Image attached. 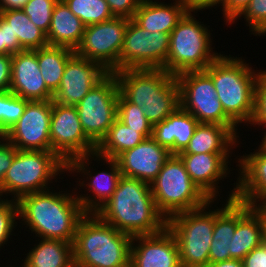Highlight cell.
<instances>
[{"label":"cell","instance_id":"5bb4252c","mask_svg":"<svg viewBox=\"0 0 266 267\" xmlns=\"http://www.w3.org/2000/svg\"><path fill=\"white\" fill-rule=\"evenodd\" d=\"M51 151L66 164L79 156L94 154L96 145L85 135L76 106L61 105L52 100L50 120Z\"/></svg>","mask_w":266,"mask_h":267},{"label":"cell","instance_id":"f546056e","mask_svg":"<svg viewBox=\"0 0 266 267\" xmlns=\"http://www.w3.org/2000/svg\"><path fill=\"white\" fill-rule=\"evenodd\" d=\"M75 50L63 46H50L37 49V61L47 88L54 94L61 82L64 69Z\"/></svg>","mask_w":266,"mask_h":267},{"label":"cell","instance_id":"f5cc1de1","mask_svg":"<svg viewBox=\"0 0 266 267\" xmlns=\"http://www.w3.org/2000/svg\"><path fill=\"white\" fill-rule=\"evenodd\" d=\"M2 197H4V196L2 195V192H1V189H0V204L5 200V199L2 198Z\"/></svg>","mask_w":266,"mask_h":267},{"label":"cell","instance_id":"52a82bcc","mask_svg":"<svg viewBox=\"0 0 266 267\" xmlns=\"http://www.w3.org/2000/svg\"><path fill=\"white\" fill-rule=\"evenodd\" d=\"M150 187L156 207L166 219L211 201L190 178L178 155H171L163 164Z\"/></svg>","mask_w":266,"mask_h":267},{"label":"cell","instance_id":"8992f818","mask_svg":"<svg viewBox=\"0 0 266 267\" xmlns=\"http://www.w3.org/2000/svg\"><path fill=\"white\" fill-rule=\"evenodd\" d=\"M65 172L67 164L53 151L17 150L0 189L5 199L12 194L11 199L18 201L24 195L51 189L53 179Z\"/></svg>","mask_w":266,"mask_h":267},{"label":"cell","instance_id":"9c48e42d","mask_svg":"<svg viewBox=\"0 0 266 267\" xmlns=\"http://www.w3.org/2000/svg\"><path fill=\"white\" fill-rule=\"evenodd\" d=\"M180 107L199 123H217L229 127L238 137V125L224 112L212 78L204 71H186L176 75Z\"/></svg>","mask_w":266,"mask_h":267},{"label":"cell","instance_id":"d590c367","mask_svg":"<svg viewBox=\"0 0 266 267\" xmlns=\"http://www.w3.org/2000/svg\"><path fill=\"white\" fill-rule=\"evenodd\" d=\"M117 119L129 128L137 130L145 138L152 136L153 126L137 105L126 100L120 93L118 97Z\"/></svg>","mask_w":266,"mask_h":267},{"label":"cell","instance_id":"e0dca14e","mask_svg":"<svg viewBox=\"0 0 266 267\" xmlns=\"http://www.w3.org/2000/svg\"><path fill=\"white\" fill-rule=\"evenodd\" d=\"M130 267H182L179 247L170 230L166 227L154 235L132 237Z\"/></svg>","mask_w":266,"mask_h":267},{"label":"cell","instance_id":"e575fe53","mask_svg":"<svg viewBox=\"0 0 266 267\" xmlns=\"http://www.w3.org/2000/svg\"><path fill=\"white\" fill-rule=\"evenodd\" d=\"M28 101L11 91H0V136L16 124L23 115Z\"/></svg>","mask_w":266,"mask_h":267},{"label":"cell","instance_id":"2e32d148","mask_svg":"<svg viewBox=\"0 0 266 267\" xmlns=\"http://www.w3.org/2000/svg\"><path fill=\"white\" fill-rule=\"evenodd\" d=\"M108 73L98 62L74 53L66 64L52 100L61 105L75 106Z\"/></svg>","mask_w":266,"mask_h":267},{"label":"cell","instance_id":"f6af8a7d","mask_svg":"<svg viewBox=\"0 0 266 267\" xmlns=\"http://www.w3.org/2000/svg\"><path fill=\"white\" fill-rule=\"evenodd\" d=\"M244 267H266V243H262L243 259Z\"/></svg>","mask_w":266,"mask_h":267},{"label":"cell","instance_id":"7dc6e473","mask_svg":"<svg viewBox=\"0 0 266 267\" xmlns=\"http://www.w3.org/2000/svg\"><path fill=\"white\" fill-rule=\"evenodd\" d=\"M224 0H185L187 8L189 11H203L211 9V7L217 8V6H222Z\"/></svg>","mask_w":266,"mask_h":267},{"label":"cell","instance_id":"4dcf8cb0","mask_svg":"<svg viewBox=\"0 0 266 267\" xmlns=\"http://www.w3.org/2000/svg\"><path fill=\"white\" fill-rule=\"evenodd\" d=\"M145 137L116 119L105 137L96 146L95 153L101 157L116 159L123 152L134 148Z\"/></svg>","mask_w":266,"mask_h":267},{"label":"cell","instance_id":"bcb514c9","mask_svg":"<svg viewBox=\"0 0 266 267\" xmlns=\"http://www.w3.org/2000/svg\"><path fill=\"white\" fill-rule=\"evenodd\" d=\"M12 55L0 54V91H9L11 85Z\"/></svg>","mask_w":266,"mask_h":267},{"label":"cell","instance_id":"f907efd6","mask_svg":"<svg viewBox=\"0 0 266 267\" xmlns=\"http://www.w3.org/2000/svg\"><path fill=\"white\" fill-rule=\"evenodd\" d=\"M253 208L261 215L263 224L264 243H266V203L254 205Z\"/></svg>","mask_w":266,"mask_h":267},{"label":"cell","instance_id":"8fae6325","mask_svg":"<svg viewBox=\"0 0 266 267\" xmlns=\"http://www.w3.org/2000/svg\"><path fill=\"white\" fill-rule=\"evenodd\" d=\"M128 21L125 17H114L85 26L82 41L75 53L98 62L109 73L119 71L120 53Z\"/></svg>","mask_w":266,"mask_h":267},{"label":"cell","instance_id":"6da1fadb","mask_svg":"<svg viewBox=\"0 0 266 267\" xmlns=\"http://www.w3.org/2000/svg\"><path fill=\"white\" fill-rule=\"evenodd\" d=\"M96 214L131 237L154 235L167 227V219L156 207L150 184L124 176Z\"/></svg>","mask_w":266,"mask_h":267},{"label":"cell","instance_id":"60d3db41","mask_svg":"<svg viewBox=\"0 0 266 267\" xmlns=\"http://www.w3.org/2000/svg\"><path fill=\"white\" fill-rule=\"evenodd\" d=\"M22 51L17 35H14L7 23L0 16V54L12 55Z\"/></svg>","mask_w":266,"mask_h":267},{"label":"cell","instance_id":"4316f807","mask_svg":"<svg viewBox=\"0 0 266 267\" xmlns=\"http://www.w3.org/2000/svg\"><path fill=\"white\" fill-rule=\"evenodd\" d=\"M238 138L227 126L217 123H199L188 146L179 154H232L233 149L239 146Z\"/></svg>","mask_w":266,"mask_h":267},{"label":"cell","instance_id":"3957f363","mask_svg":"<svg viewBox=\"0 0 266 267\" xmlns=\"http://www.w3.org/2000/svg\"><path fill=\"white\" fill-rule=\"evenodd\" d=\"M132 237L86 213L76 229L73 242L75 267H130Z\"/></svg>","mask_w":266,"mask_h":267},{"label":"cell","instance_id":"d6a6232c","mask_svg":"<svg viewBox=\"0 0 266 267\" xmlns=\"http://www.w3.org/2000/svg\"><path fill=\"white\" fill-rule=\"evenodd\" d=\"M180 107L179 86L174 76L159 92L142 107L145 117L155 125L162 122Z\"/></svg>","mask_w":266,"mask_h":267},{"label":"cell","instance_id":"7c38bea8","mask_svg":"<svg viewBox=\"0 0 266 267\" xmlns=\"http://www.w3.org/2000/svg\"><path fill=\"white\" fill-rule=\"evenodd\" d=\"M170 34L150 33L129 19L120 53V70L163 69L169 53Z\"/></svg>","mask_w":266,"mask_h":267},{"label":"cell","instance_id":"9a60e30c","mask_svg":"<svg viewBox=\"0 0 266 267\" xmlns=\"http://www.w3.org/2000/svg\"><path fill=\"white\" fill-rule=\"evenodd\" d=\"M52 100L28 101L23 115L3 137L17 150L51 151Z\"/></svg>","mask_w":266,"mask_h":267},{"label":"cell","instance_id":"681fc988","mask_svg":"<svg viewBox=\"0 0 266 267\" xmlns=\"http://www.w3.org/2000/svg\"><path fill=\"white\" fill-rule=\"evenodd\" d=\"M206 267H244L242 260L230 259L217 263H209Z\"/></svg>","mask_w":266,"mask_h":267},{"label":"cell","instance_id":"d6986e66","mask_svg":"<svg viewBox=\"0 0 266 267\" xmlns=\"http://www.w3.org/2000/svg\"><path fill=\"white\" fill-rule=\"evenodd\" d=\"M9 91L29 101L53 99V93L47 88L39 69L37 49L12 54Z\"/></svg>","mask_w":266,"mask_h":267},{"label":"cell","instance_id":"30bf717a","mask_svg":"<svg viewBox=\"0 0 266 267\" xmlns=\"http://www.w3.org/2000/svg\"><path fill=\"white\" fill-rule=\"evenodd\" d=\"M119 89L113 73H108L76 104L85 135L97 146L117 119Z\"/></svg>","mask_w":266,"mask_h":267},{"label":"cell","instance_id":"7402d4cb","mask_svg":"<svg viewBox=\"0 0 266 267\" xmlns=\"http://www.w3.org/2000/svg\"><path fill=\"white\" fill-rule=\"evenodd\" d=\"M112 73L118 82L119 93L141 109L174 77L164 69H125Z\"/></svg>","mask_w":266,"mask_h":267},{"label":"cell","instance_id":"1f68e13d","mask_svg":"<svg viewBox=\"0 0 266 267\" xmlns=\"http://www.w3.org/2000/svg\"><path fill=\"white\" fill-rule=\"evenodd\" d=\"M0 16L17 35L22 50H36L48 45L46 33L31 22L22 9L1 11Z\"/></svg>","mask_w":266,"mask_h":267},{"label":"cell","instance_id":"ba28073f","mask_svg":"<svg viewBox=\"0 0 266 267\" xmlns=\"http://www.w3.org/2000/svg\"><path fill=\"white\" fill-rule=\"evenodd\" d=\"M213 203L215 200L201 208L181 212L167 219V228L174 235L179 247L182 267H206L209 264V250L216 219V208H210Z\"/></svg>","mask_w":266,"mask_h":267},{"label":"cell","instance_id":"836d02e7","mask_svg":"<svg viewBox=\"0 0 266 267\" xmlns=\"http://www.w3.org/2000/svg\"><path fill=\"white\" fill-rule=\"evenodd\" d=\"M68 8L87 26L114 18L106 0H63Z\"/></svg>","mask_w":266,"mask_h":267},{"label":"cell","instance_id":"ab89813d","mask_svg":"<svg viewBox=\"0 0 266 267\" xmlns=\"http://www.w3.org/2000/svg\"><path fill=\"white\" fill-rule=\"evenodd\" d=\"M250 124L266 129V69L260 70L256 79L255 112Z\"/></svg>","mask_w":266,"mask_h":267},{"label":"cell","instance_id":"484cf974","mask_svg":"<svg viewBox=\"0 0 266 267\" xmlns=\"http://www.w3.org/2000/svg\"><path fill=\"white\" fill-rule=\"evenodd\" d=\"M231 259L242 260L264 242L261 215L252 205L237 200V226L231 239Z\"/></svg>","mask_w":266,"mask_h":267},{"label":"cell","instance_id":"ffe728a7","mask_svg":"<svg viewBox=\"0 0 266 267\" xmlns=\"http://www.w3.org/2000/svg\"><path fill=\"white\" fill-rule=\"evenodd\" d=\"M187 173L198 188L210 199L217 201L222 178L229 177V158L232 154H178Z\"/></svg>","mask_w":266,"mask_h":267},{"label":"cell","instance_id":"603a6c76","mask_svg":"<svg viewBox=\"0 0 266 267\" xmlns=\"http://www.w3.org/2000/svg\"><path fill=\"white\" fill-rule=\"evenodd\" d=\"M198 124L191 113L179 107L162 122L153 125L151 137L172 155H178L188 146Z\"/></svg>","mask_w":266,"mask_h":267},{"label":"cell","instance_id":"ee69618b","mask_svg":"<svg viewBox=\"0 0 266 267\" xmlns=\"http://www.w3.org/2000/svg\"><path fill=\"white\" fill-rule=\"evenodd\" d=\"M17 149L3 136H0V185L7 170L11 167Z\"/></svg>","mask_w":266,"mask_h":267},{"label":"cell","instance_id":"74e56055","mask_svg":"<svg viewBox=\"0 0 266 267\" xmlns=\"http://www.w3.org/2000/svg\"><path fill=\"white\" fill-rule=\"evenodd\" d=\"M58 0H28L23 11L31 22L38 28L48 33L54 5Z\"/></svg>","mask_w":266,"mask_h":267},{"label":"cell","instance_id":"ac0fdd59","mask_svg":"<svg viewBox=\"0 0 266 267\" xmlns=\"http://www.w3.org/2000/svg\"><path fill=\"white\" fill-rule=\"evenodd\" d=\"M171 155L167 148L160 146L152 137H149L134 148L120 154L115 160L122 176L151 184Z\"/></svg>","mask_w":266,"mask_h":267},{"label":"cell","instance_id":"4fadbf2b","mask_svg":"<svg viewBox=\"0 0 266 267\" xmlns=\"http://www.w3.org/2000/svg\"><path fill=\"white\" fill-rule=\"evenodd\" d=\"M92 159L97 162L99 161V163L104 161L107 165H109L107 166L109 170L107 168V171H99V173L96 172V174L93 172V174V166L91 167L92 169L89 167L90 163L92 164ZM68 173H73V175H76L77 173L76 176H78V174L80 175V173L81 175L83 174L82 176L84 178H81L83 179L82 181L78 177L79 184L77 185L81 188L85 186L86 189L88 188L87 190L91 191L90 195H86V193L83 195L77 193L75 194L85 213H96L112 197L118 185L119 179L122 177L119 165L115 159L104 158L96 153L79 156L70 160L67 163L66 174ZM91 193H93V195H91Z\"/></svg>","mask_w":266,"mask_h":267},{"label":"cell","instance_id":"816d5d0a","mask_svg":"<svg viewBox=\"0 0 266 267\" xmlns=\"http://www.w3.org/2000/svg\"><path fill=\"white\" fill-rule=\"evenodd\" d=\"M262 136H264V137L262 138L260 143L266 147V132H265V130H264V135H262Z\"/></svg>","mask_w":266,"mask_h":267},{"label":"cell","instance_id":"c3c4849f","mask_svg":"<svg viewBox=\"0 0 266 267\" xmlns=\"http://www.w3.org/2000/svg\"><path fill=\"white\" fill-rule=\"evenodd\" d=\"M28 0H0V12L23 9Z\"/></svg>","mask_w":266,"mask_h":267},{"label":"cell","instance_id":"7bdbcfd3","mask_svg":"<svg viewBox=\"0 0 266 267\" xmlns=\"http://www.w3.org/2000/svg\"><path fill=\"white\" fill-rule=\"evenodd\" d=\"M251 0H224L222 7V14L225 25H230L248 6Z\"/></svg>","mask_w":266,"mask_h":267},{"label":"cell","instance_id":"f1b7e54d","mask_svg":"<svg viewBox=\"0 0 266 267\" xmlns=\"http://www.w3.org/2000/svg\"><path fill=\"white\" fill-rule=\"evenodd\" d=\"M36 239L39 243L28 250L26 257L22 259L24 262L21 267H75L73 243L63 240Z\"/></svg>","mask_w":266,"mask_h":267},{"label":"cell","instance_id":"cb8c5ba5","mask_svg":"<svg viewBox=\"0 0 266 267\" xmlns=\"http://www.w3.org/2000/svg\"><path fill=\"white\" fill-rule=\"evenodd\" d=\"M187 11L184 0H173L168 5L157 0H142L132 19L150 33L170 34Z\"/></svg>","mask_w":266,"mask_h":267},{"label":"cell","instance_id":"44dd1931","mask_svg":"<svg viewBox=\"0 0 266 267\" xmlns=\"http://www.w3.org/2000/svg\"><path fill=\"white\" fill-rule=\"evenodd\" d=\"M238 157L235 199L252 206L266 203V147L260 143L254 152Z\"/></svg>","mask_w":266,"mask_h":267},{"label":"cell","instance_id":"b9f144b4","mask_svg":"<svg viewBox=\"0 0 266 267\" xmlns=\"http://www.w3.org/2000/svg\"><path fill=\"white\" fill-rule=\"evenodd\" d=\"M114 17L132 19L142 0H106Z\"/></svg>","mask_w":266,"mask_h":267},{"label":"cell","instance_id":"d4e9b609","mask_svg":"<svg viewBox=\"0 0 266 267\" xmlns=\"http://www.w3.org/2000/svg\"><path fill=\"white\" fill-rule=\"evenodd\" d=\"M236 183H234V188L231 190V193L230 191L228 192L229 197L223 202L222 207H217L216 209V219L209 250V263L231 259V239L237 226Z\"/></svg>","mask_w":266,"mask_h":267},{"label":"cell","instance_id":"5b68a950","mask_svg":"<svg viewBox=\"0 0 266 267\" xmlns=\"http://www.w3.org/2000/svg\"><path fill=\"white\" fill-rule=\"evenodd\" d=\"M194 13L197 11L188 10L170 33L169 53L163 69L174 76L205 70L221 54L213 50L210 26L197 21Z\"/></svg>","mask_w":266,"mask_h":267},{"label":"cell","instance_id":"83f0119b","mask_svg":"<svg viewBox=\"0 0 266 267\" xmlns=\"http://www.w3.org/2000/svg\"><path fill=\"white\" fill-rule=\"evenodd\" d=\"M85 25L68 8L63 0H58L54 5L51 25L47 36L48 45L63 46L76 50L80 45Z\"/></svg>","mask_w":266,"mask_h":267},{"label":"cell","instance_id":"f35d334b","mask_svg":"<svg viewBox=\"0 0 266 267\" xmlns=\"http://www.w3.org/2000/svg\"><path fill=\"white\" fill-rule=\"evenodd\" d=\"M19 208L18 202L12 199H5L0 204V249L2 246L8 244L10 236L14 234V228L18 225ZM17 224V225H16ZM1 251V250H0Z\"/></svg>","mask_w":266,"mask_h":267},{"label":"cell","instance_id":"8d00e7d4","mask_svg":"<svg viewBox=\"0 0 266 267\" xmlns=\"http://www.w3.org/2000/svg\"><path fill=\"white\" fill-rule=\"evenodd\" d=\"M240 17L246 19L250 34L266 36V0H251L246 9L230 24H234Z\"/></svg>","mask_w":266,"mask_h":267},{"label":"cell","instance_id":"7a4b0ae2","mask_svg":"<svg viewBox=\"0 0 266 267\" xmlns=\"http://www.w3.org/2000/svg\"><path fill=\"white\" fill-rule=\"evenodd\" d=\"M73 189V194L49 189L24 195L17 201L19 222L38 238L73 243L79 221L86 214L76 198L77 188Z\"/></svg>","mask_w":266,"mask_h":267},{"label":"cell","instance_id":"277c9868","mask_svg":"<svg viewBox=\"0 0 266 267\" xmlns=\"http://www.w3.org/2000/svg\"><path fill=\"white\" fill-rule=\"evenodd\" d=\"M241 57L220 54L204 71L212 78L224 112L238 125H249L255 112L258 73ZM249 123V124H248Z\"/></svg>","mask_w":266,"mask_h":267}]
</instances>
